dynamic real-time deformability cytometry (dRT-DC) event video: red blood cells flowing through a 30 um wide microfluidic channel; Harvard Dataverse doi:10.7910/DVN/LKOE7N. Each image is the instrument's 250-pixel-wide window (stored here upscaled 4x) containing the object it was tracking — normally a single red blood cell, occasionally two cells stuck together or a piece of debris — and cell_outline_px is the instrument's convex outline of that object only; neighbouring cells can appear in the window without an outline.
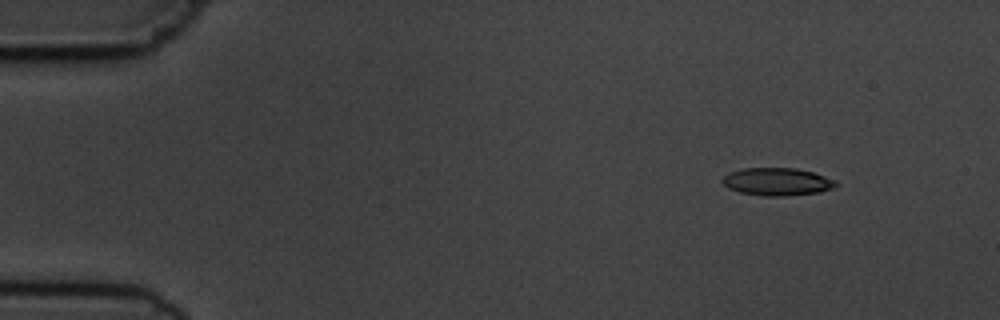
{"species": "common noctule bat (a hibernating species)", "species_latin": "Nyctalus noctula", "temperature_condition": "cold", "stored_images_in_passage": 4, "camera_frame_rate_fps": 3000, "um_per_image_px": 0.085, "animal": {"sex": "male", "body_mass_g": 19.5, "forearm_length_mm": 54.6}, "frame": {"image": 1, "passage_image": 2, "time_ms": 1.333, "image_size_px": [1000, 320], "cell_outline_px": [[840, 184], [832, 188], [820, 192], [784, 196], [764, 196], [740, 192], [728, 188], [720, 180], [728, 172], [744, 168], [796, 168], [812, 172], [836, 180]], "centroid_in_image_um": [66.05, 15.44], "position_along_channel_um": 18.9, "area_um2": 18.38}}
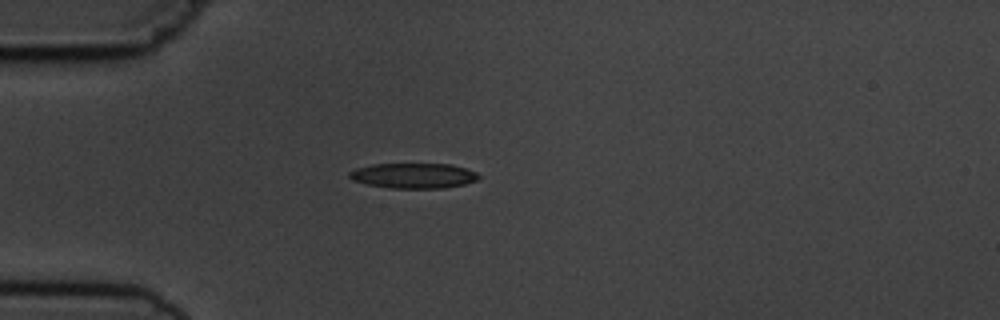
{"frame": {"image": 2, "passage_image": 4, "time_ms": 4.333, "image_size_px": [1000, 320], "cell_outline_px": [[480, 176], [476, 180], [464, 184], [444, 188], [392, 188], [368, 184], [352, 180], [348, 176], [348, 172], [356, 168], [372, 164], [452, 164], [476, 172]], "centroid_in_image_um": [35.13, 14.93], "position_along_channel_um": 49.9, "area_um2": 18.9}}